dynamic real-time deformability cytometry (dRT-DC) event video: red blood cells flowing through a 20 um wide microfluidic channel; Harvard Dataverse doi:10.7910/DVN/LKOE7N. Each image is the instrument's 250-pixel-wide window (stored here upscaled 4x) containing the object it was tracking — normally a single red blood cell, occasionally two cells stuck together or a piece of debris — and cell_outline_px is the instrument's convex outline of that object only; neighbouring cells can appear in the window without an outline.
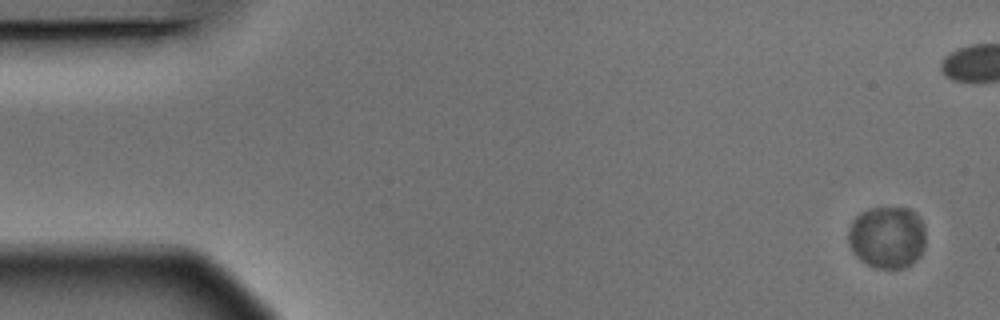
{"species": "Egyptian fruit bat (a non-hibernating species)", "species_latin": "Rousettus aegyptiacus", "temperature_condition": "warm", "stored_images_in_passage": 7, "segment_of_instrument_passage": [1, 2], "camera_frame_rate_fps": 3000, "um_per_image_px": 0.085, "animal": {"sex": "male"}, "frame": {"image": 1, "passage_image": 1, "time_ms": 0.0, "image_size_px": [1000, 320], "cell_outline_px": [[924, 248], [920, 256], [912, 264], [904, 268], [876, 268], [860, 260], [856, 256], [848, 240], [848, 232], [852, 220], [860, 212], [872, 208], [904, 208], [912, 212], [916, 216], [924, 232]], "centroid_in_image_um": [75.38, 20.19], "position_along_channel_um": 9.6, "area_um2": 27.63}}
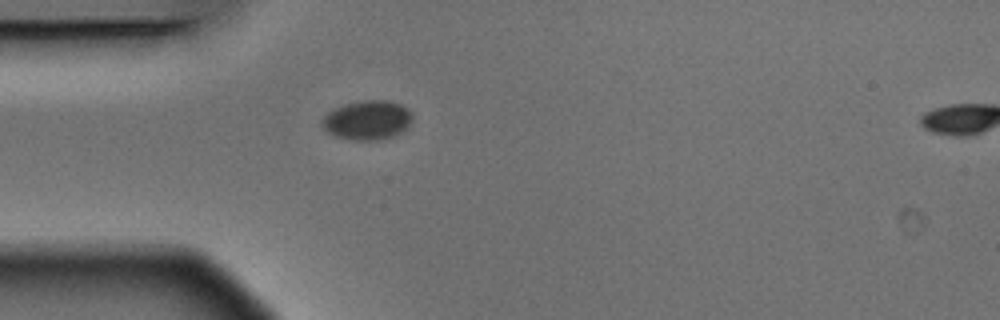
{"frame": {"image": 2, "passage_image": 6, "time_ms": 1.667, "image_size_px": [1000, 320], "cell_outline_px": [[412, 120], [400, 132], [392, 136], [380, 140], [352, 140], [336, 136], [328, 132], [324, 128], [324, 116], [328, 112], [344, 104], [360, 100], [388, 100], [400, 104], [412, 112]], "centroid_in_image_um": [31.24, 10.2], "position_along_channel_um": 53.8, "area_um2": 20.4}}